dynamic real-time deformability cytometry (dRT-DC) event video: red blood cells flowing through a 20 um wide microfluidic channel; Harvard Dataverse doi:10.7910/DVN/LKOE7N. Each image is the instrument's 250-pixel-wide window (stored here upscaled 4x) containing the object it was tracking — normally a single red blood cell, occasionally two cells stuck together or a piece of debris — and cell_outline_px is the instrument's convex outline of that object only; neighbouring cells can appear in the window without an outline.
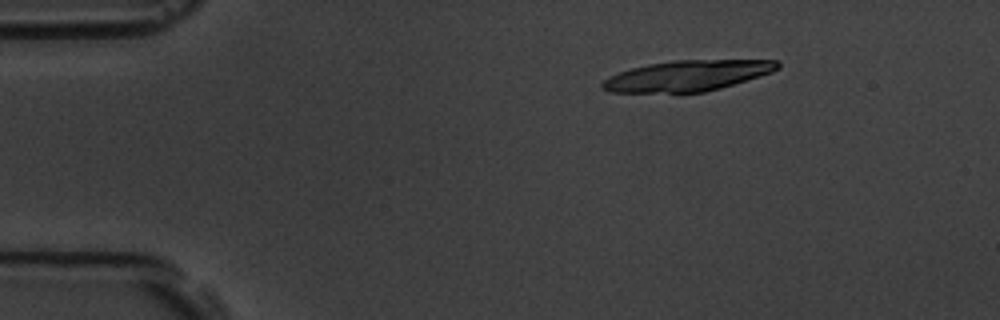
{"species": "common noctule bat (a hibernating species)", "species_latin": "Nyctalus noctula", "temperature_condition": "room temperature", "stored_images_in_passage": 15, "camera_frame_rate_fps": 3000, "um_per_image_px": 0.085, "animal": {"sex": "male", "body_mass_g": 19.5, "forearm_length_mm": 54.6}, "frame": {"image": 1, "passage_image": 5, "time_ms": 1.333, "image_size_px": [1000, 320], "cell_outline_px": [[780, 68], [772, 72], [720, 88], [704, 92], [608, 92], [600, 88], [600, 84], [608, 76], [632, 68], [648, 64], [672, 60], [776, 60], [780, 64]], "centroid_in_image_um": [58.39, 6.43], "position_along_channel_um": 26.6, "area_um2": 31.15}}